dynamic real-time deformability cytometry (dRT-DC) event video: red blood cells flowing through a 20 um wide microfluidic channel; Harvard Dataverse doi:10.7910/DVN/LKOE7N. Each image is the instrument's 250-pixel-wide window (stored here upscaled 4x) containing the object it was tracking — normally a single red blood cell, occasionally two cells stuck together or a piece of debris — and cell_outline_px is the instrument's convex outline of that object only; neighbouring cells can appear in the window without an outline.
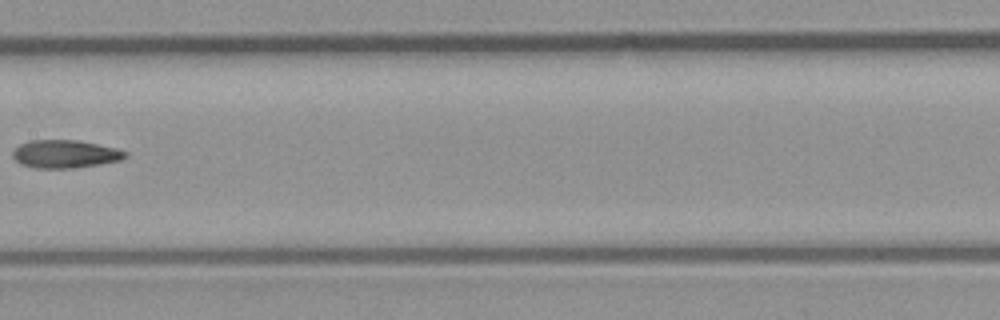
{"species": "common noctule bat (a hibernating species)", "species_latin": "Nyctalus noctula", "temperature_condition": "room temperature", "stored_images_in_passage": 7, "camera_frame_rate_fps": 3000, "um_per_image_px": 0.085, "animal": {"sex": "male", "body_mass_g": 23.1, "forearm_length_mm": 52.7}, "frame": {"image": 1, "passage_image": 6, "time_ms": 1.667, "image_size_px": [1000, 320], "cell_outline_px": [[128, 156], [120, 160], [100, 164], [68, 168], [36, 168], [20, 164], [12, 156], [12, 152], [20, 144], [28, 140], [76, 140], [116, 148], [128, 152]], "centroid_in_image_um": [5.52, 13.08], "position_along_channel_um": 201.9, "area_um2": 18.26}}
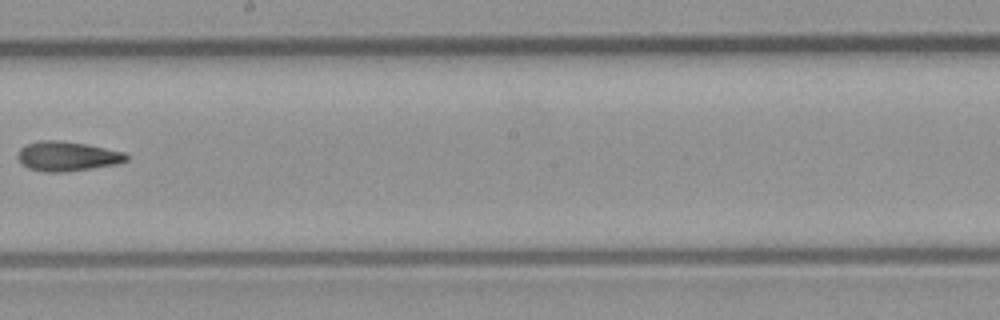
{"frame": {"image": 2, "passage_image": 7, "time_ms": 2.0, "image_size_px": [1000, 320], "cell_outline_px": [[128, 160], [116, 164], [92, 168], [64, 172], [48, 172], [28, 168], [20, 164], [16, 156], [20, 148], [28, 144], [40, 140], [60, 140], [88, 144], [124, 152], [128, 156]], "centroid_in_image_um": [5.69, 13.27], "position_along_channel_um": 242.5, "area_um2": 18.84}}